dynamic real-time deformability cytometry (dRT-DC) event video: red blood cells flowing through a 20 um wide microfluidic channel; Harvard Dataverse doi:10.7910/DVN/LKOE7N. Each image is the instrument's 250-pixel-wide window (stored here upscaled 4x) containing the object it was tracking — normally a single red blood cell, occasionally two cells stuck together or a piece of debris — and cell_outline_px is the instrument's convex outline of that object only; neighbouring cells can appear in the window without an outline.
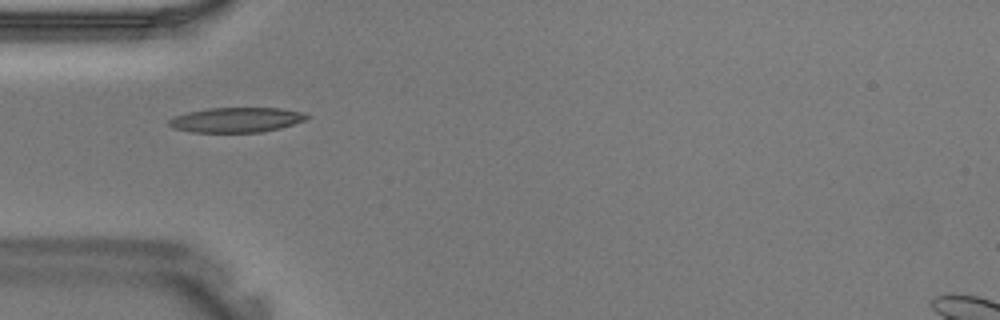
{"species": "Egyptian fruit bat (a non-hibernating species)", "species_latin": "Rousettus aegyptiacus", "temperature_condition": "warm", "stored_images_in_passage": 29, "camera_frame_rate_fps": 3000, "um_per_image_px": 0.085, "animal": {"sex": "male"}, "frame": {"image": 1, "passage_image": 1, "time_ms": 0.0, "image_size_px": [1000, 320], "cell_outline_px": [[308, 116], [304, 120], [280, 128], [260, 132], [192, 132], [172, 128], [168, 124], [168, 120], [176, 116], [188, 112], [208, 108], [280, 108], [308, 112]], "centroid_in_image_um": [20.1, 10.18], "position_along_channel_um": 64.9, "area_um2": 19.94}}
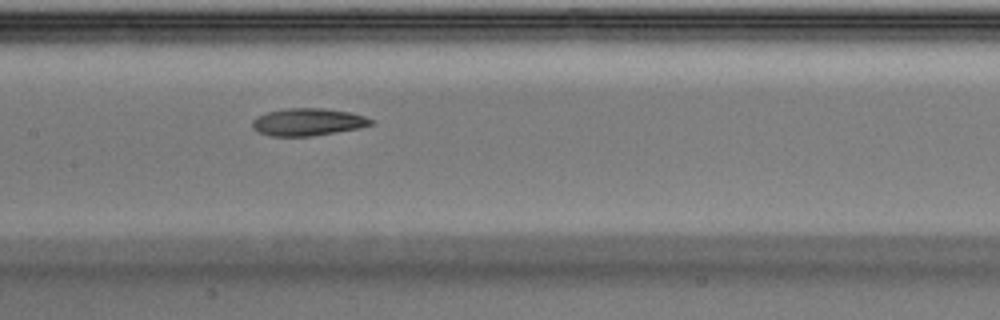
{"frame": {"image": 2, "passage_image": 8, "time_ms": 2.333, "image_size_px": [1000, 320], "cell_outline_px": [[376, 124], [360, 128], [312, 136], [268, 136], [252, 128], [252, 120], [256, 116], [268, 112], [288, 108], [324, 108], [348, 112], [364, 116], [372, 120]], "centroid_in_image_um": [26.17, 10.37], "position_along_channel_um": 181.2, "area_um2": 18.96}}
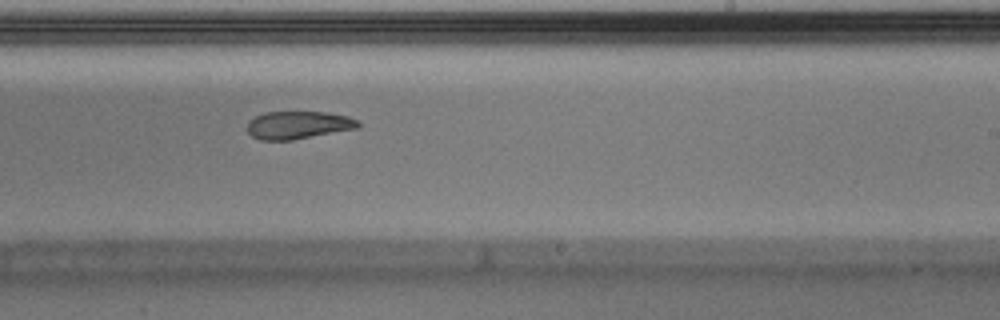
{"frame": {"image": 3, "passage_image": 13, "time_ms": 4.0, "image_size_px": [1000, 320], "cell_outline_px": [[360, 128], [292, 140], [260, 140], [252, 136], [248, 132], [248, 120], [264, 112], [328, 112], [348, 116], [356, 120], [360, 124]], "centroid_in_image_um": [25.35, 10.63], "position_along_channel_um": 263.6, "area_um2": 18.03}}